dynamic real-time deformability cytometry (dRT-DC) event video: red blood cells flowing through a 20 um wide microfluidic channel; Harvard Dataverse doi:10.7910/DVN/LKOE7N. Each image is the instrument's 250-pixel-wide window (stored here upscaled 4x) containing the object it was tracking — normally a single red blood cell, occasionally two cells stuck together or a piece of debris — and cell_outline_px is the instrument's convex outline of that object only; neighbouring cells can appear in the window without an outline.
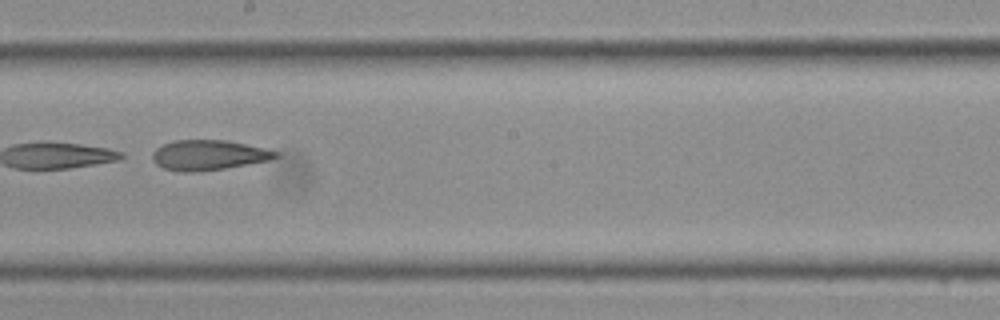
{"species": "Egyptian fruit bat (a non-hibernating species)", "species_latin": "Rousettus aegyptiacus", "temperature_condition": "cold", "stored_images_in_passage": 28, "camera_frame_rate_fps": 3000, "um_per_image_px": 0.085, "frame": {"image": 1, "passage_image": 16, "time_ms": 5.0, "image_size_px": [1000, 320], "cell_outline_px": [[280, 156], [268, 160], [224, 168], [196, 172], [180, 172], [164, 168], [156, 164], [152, 160], [152, 152], [156, 148], [164, 144], [176, 140], [228, 140], [264, 148], [280, 152]], "centroid_in_image_um": [17.71, 13.18], "position_along_channel_um": 230.5, "area_um2": 21.56}}
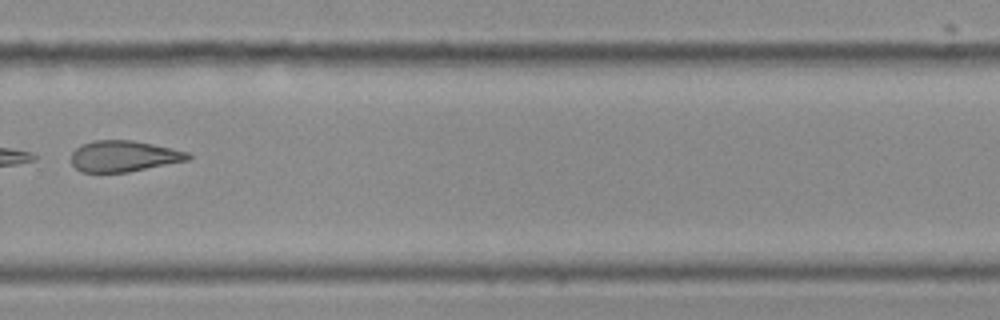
{"frame": {"image": 2, "passage_image": 20, "time_ms": 6.333, "image_size_px": [1000, 320], "cell_outline_px": [[192, 156], [188, 160], [128, 172], [80, 172], [72, 164], [72, 152], [80, 144], [92, 140], [132, 140], [152, 144], [188, 152]], "centroid_in_image_um": [10.49, 13.27], "position_along_channel_um": 319.3, "area_um2": 21.1}}